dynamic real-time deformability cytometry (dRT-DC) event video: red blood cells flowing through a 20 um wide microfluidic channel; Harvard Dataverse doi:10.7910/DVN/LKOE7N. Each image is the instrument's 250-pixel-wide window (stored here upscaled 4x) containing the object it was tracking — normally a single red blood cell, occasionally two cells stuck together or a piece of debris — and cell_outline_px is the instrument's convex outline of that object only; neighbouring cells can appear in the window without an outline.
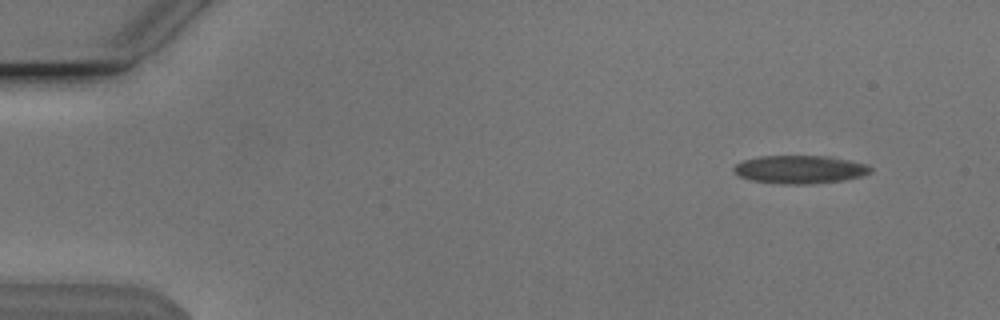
{"species": "Egyptian fruit bat (a non-hibernating species)", "species_latin": "Rousettus aegyptiacus", "temperature_condition": "cold", "stored_images_in_passage": 49, "camera_frame_rate_fps": 3000, "um_per_image_px": 0.085, "animal": {"sex": "male"}, "frame": {"image": 1, "passage_image": 1, "time_ms": 0.0, "image_size_px": [1000, 320], "cell_outline_px": [[872, 172], [860, 176], [844, 180], [804, 184], [784, 184], [752, 180], [740, 176], [732, 168], [740, 160], [756, 156], [828, 156], [868, 164], [872, 168]], "centroid_in_image_um": [67.98, 14.39], "position_along_channel_um": 17.0, "area_um2": 22.37}}
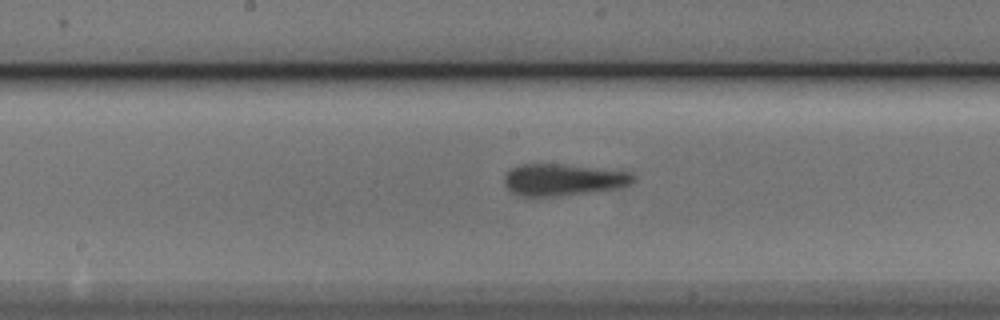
{"frame": {"image": 2, "passage_image": 24, "time_ms": 7.667, "image_size_px": [1000, 320], "cell_outline_px": [[636, 176], [632, 184], [620, 188], [556, 196], [524, 196], [512, 192], [504, 184], [504, 176], [512, 168], [520, 164], [564, 164], [632, 172]], "centroid_in_image_um": [47.9, 15.27], "position_along_channel_um": 200.3, "area_um2": 23.87}}
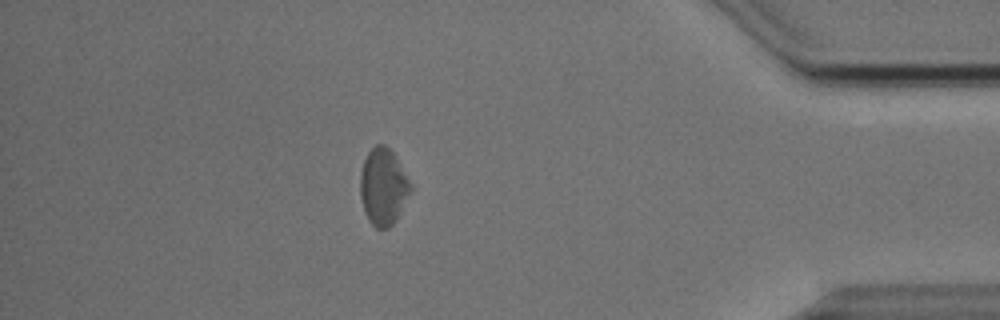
{"frame": {"image": 3, "passage_image": 43, "time_ms": 14.0, "image_size_px": [1000, 320], "cell_outline_px": [[412, 188], [392, 224], [388, 228], [376, 228], [368, 220], [360, 196], [360, 172], [364, 160], [368, 152], [376, 144], [384, 144], [392, 152], [408, 180]], "centroid_in_image_um": [32.53, 15.86], "position_along_channel_um": 402.7, "area_um2": 21.79}, "authors_computed_cell_mechanics": {"area_um2": 22.7154, "velocity_mm_per_s": 3.8189, "shape_relaxation_time_tau1_ms": 3.5157, "shape_relaxation_time_tau2_ms": 1.1162, "deformation_change_tau1": 0.0925, "deformation_change_tau2": 0.0675}}